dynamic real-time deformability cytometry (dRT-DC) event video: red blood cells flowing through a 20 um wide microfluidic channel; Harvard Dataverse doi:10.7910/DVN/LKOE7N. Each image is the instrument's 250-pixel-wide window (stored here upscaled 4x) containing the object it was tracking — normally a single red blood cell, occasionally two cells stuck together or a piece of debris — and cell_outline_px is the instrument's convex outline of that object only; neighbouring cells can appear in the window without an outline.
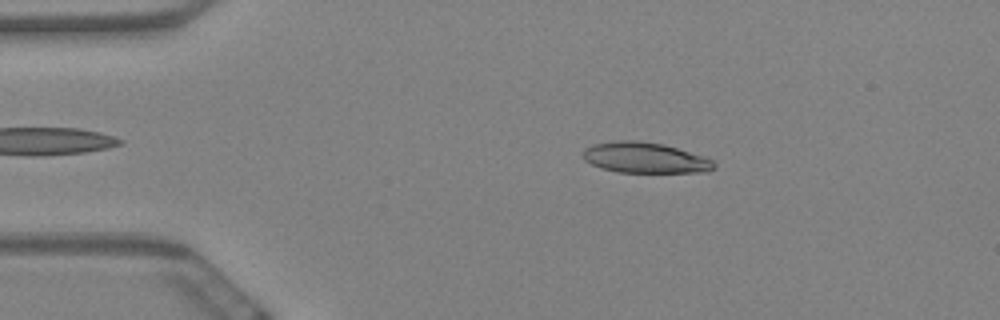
{"species": "Egyptian fruit bat (a non-hibernating species)", "species_latin": "Rousettus aegyptiacus", "temperature_condition": "warm", "stored_images_in_passage": 49, "camera_frame_rate_fps": 3000, "um_per_image_px": 0.085, "animal": {"sex": "female"}, "frame": {"image": 1, "passage_image": 10, "time_ms": 3.0, "image_size_px": [1000, 320], "cell_outline_px": [[716, 168], [708, 172], [616, 172], [600, 168], [584, 160], [584, 148], [592, 144], [616, 140], [636, 140], [664, 144], [704, 156], [712, 160], [716, 164]], "centroid_in_image_um": [54.83, 13.4], "position_along_channel_um": 30.2, "area_um2": 23.58}}
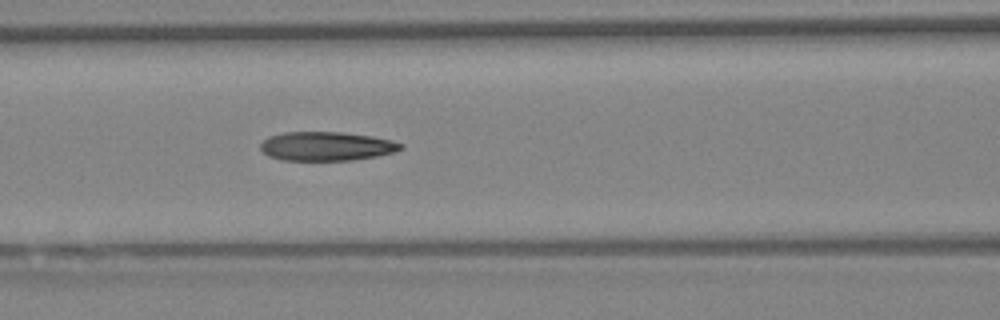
{"frame": {"image": 2, "passage_image": 24, "time_ms": 7.667, "image_size_px": [1000, 320], "cell_outline_px": [[404, 148], [396, 152], [376, 156], [352, 160], [280, 160], [268, 156], [260, 148], [260, 144], [268, 136], [284, 132], [340, 132], [372, 136], [392, 140], [404, 144]], "centroid_in_image_um": [27.76, 12.43], "position_along_channel_um": 138.8, "area_um2": 23.81}}
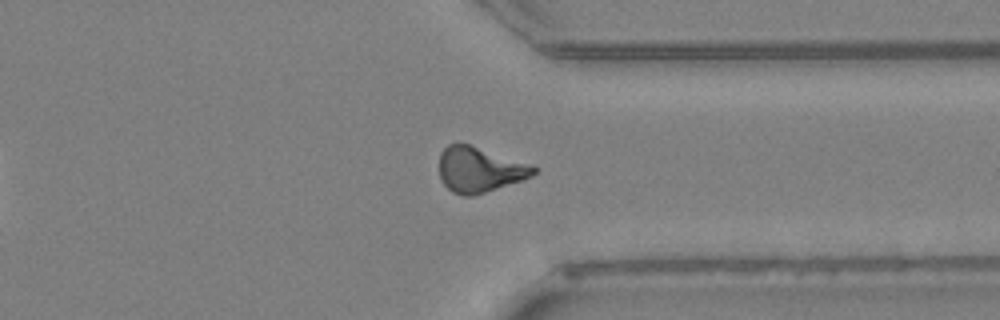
{"frame": {"image": 3, "passage_image": 44, "time_ms": 14.333, "image_size_px": [1000, 320], "cell_outline_px": [[536, 172], [532, 176], [524, 180], [472, 196], [464, 196], [452, 192], [444, 184], [440, 176], [440, 152], [448, 144], [468, 144], [536, 168]], "centroid_in_image_um": [40.7, 14.45], "position_along_channel_um": 370.7, "area_um2": 24.16}, "authors_computed_cell_mechanics": {"area_um2": 23.8714, "velocity_mm_per_s": 3.497, "shape_relaxation_time_tau1_ms": 9.6322, "shape_relaxation_time_tau2_ms": 3.6367, "deformation_change_tau1": 0.2184, "deformation_change_tau2": 0.1294}}